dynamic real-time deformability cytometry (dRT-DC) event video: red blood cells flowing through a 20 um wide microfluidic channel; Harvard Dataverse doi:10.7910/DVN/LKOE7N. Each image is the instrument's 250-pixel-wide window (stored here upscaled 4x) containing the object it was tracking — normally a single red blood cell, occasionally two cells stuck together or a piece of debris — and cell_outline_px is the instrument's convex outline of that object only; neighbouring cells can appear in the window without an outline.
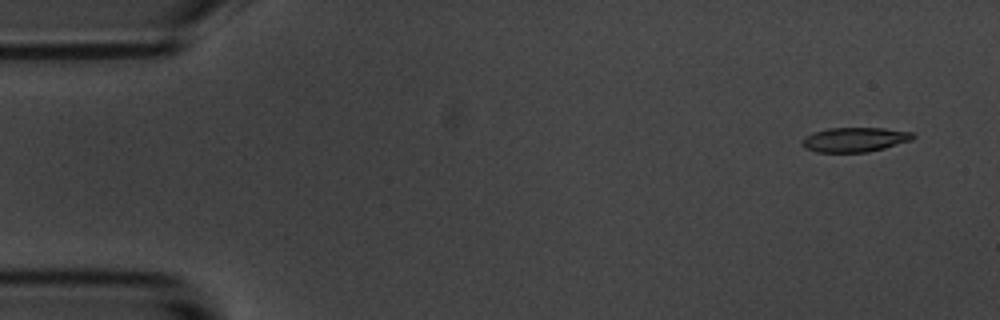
{"species": "common noctule bat (a hibernating species)", "species_latin": "Nyctalus noctula", "temperature_condition": "room temperature", "stored_images_in_passage": 4, "camera_frame_rate_fps": 3000, "um_per_image_px": 0.085, "animal": {"sex": "male", "body_mass_g": 20.1, "forearm_length_mm": 53.5}, "frame": {"image": 1, "passage_image": 1, "time_ms": 0.0, "image_size_px": [1000, 320], "cell_outline_px": [[916, 136], [912, 140], [884, 148], [868, 152], [816, 152], [804, 148], [800, 140], [804, 136], [812, 132], [828, 128], [884, 128], [916, 132]], "centroid_in_image_um": [72.65, 11.86], "position_along_channel_um": 12.3, "area_um2": 16.13}}